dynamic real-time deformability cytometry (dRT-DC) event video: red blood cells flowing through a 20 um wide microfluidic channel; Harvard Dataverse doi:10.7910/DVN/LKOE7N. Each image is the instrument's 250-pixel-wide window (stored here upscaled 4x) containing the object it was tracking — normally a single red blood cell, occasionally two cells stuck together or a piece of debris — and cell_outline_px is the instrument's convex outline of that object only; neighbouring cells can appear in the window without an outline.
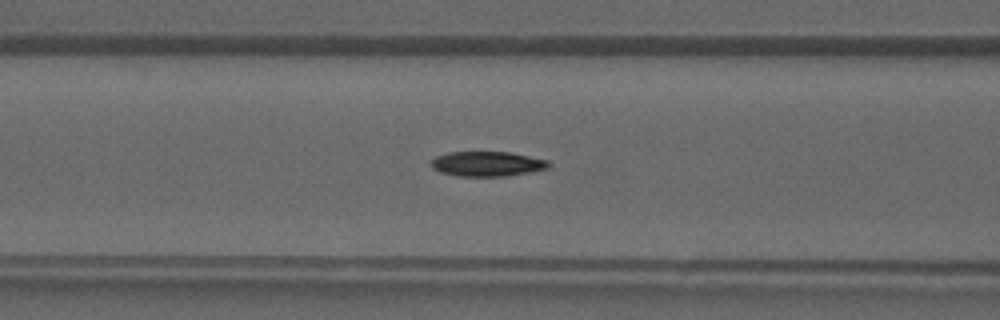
{"species": "common noctule bat (a hibernating species)", "species_latin": "Nyctalus noctula", "temperature_condition": "warm", "stored_images_in_passage": 38, "camera_frame_rate_fps": 3000, "um_per_image_px": 0.085, "animal": {"sex": "male", "forearm_length_mm": 52.5}, "frame": {"image": 1, "passage_image": 15, "time_ms": 4.667, "image_size_px": [1000, 320], "cell_outline_px": [[552, 164], [548, 168], [532, 172], [508, 176], [456, 176], [440, 172], [432, 168], [432, 160], [436, 156], [448, 152], [508, 152], [548, 160]], "centroid_in_image_um": [41.43, 13.93], "position_along_channel_um": 125.2, "area_um2": 17.11}}
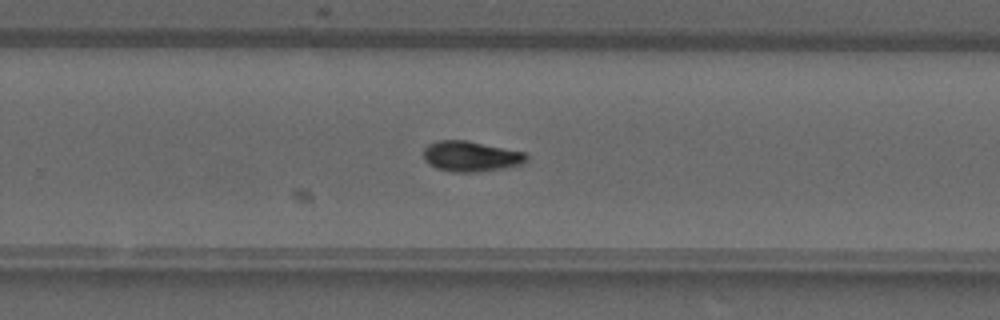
{"frame": {"image": 2, "passage_image": 25, "time_ms": 8.0, "image_size_px": [1000, 320], "cell_outline_px": [[528, 160], [524, 164], [508, 168], [480, 172], [452, 172], [436, 168], [428, 164], [424, 160], [424, 148], [428, 144], [440, 140], [464, 140], [524, 152], [528, 156]], "centroid_in_image_um": [40.04, 13.31], "position_along_channel_um": 289.8, "area_um2": 18.44}}
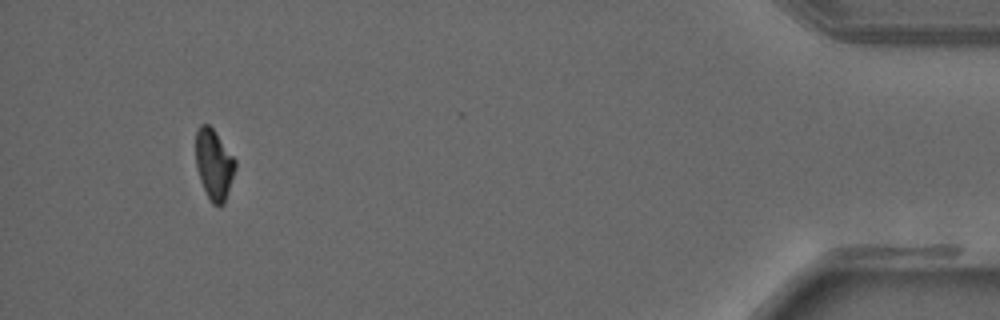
{"frame": {"image": 3, "passage_image": 37, "time_ms": 12.0, "image_size_px": [1000, 320], "cell_outline_px": [[236, 168], [224, 204], [212, 204], [200, 180], [196, 168], [196, 132], [200, 124], [208, 124], [212, 128], [236, 160]], "centroid_in_image_um": [18.18, 13.96], "position_along_channel_um": 417.0, "area_um2": 16.01}}